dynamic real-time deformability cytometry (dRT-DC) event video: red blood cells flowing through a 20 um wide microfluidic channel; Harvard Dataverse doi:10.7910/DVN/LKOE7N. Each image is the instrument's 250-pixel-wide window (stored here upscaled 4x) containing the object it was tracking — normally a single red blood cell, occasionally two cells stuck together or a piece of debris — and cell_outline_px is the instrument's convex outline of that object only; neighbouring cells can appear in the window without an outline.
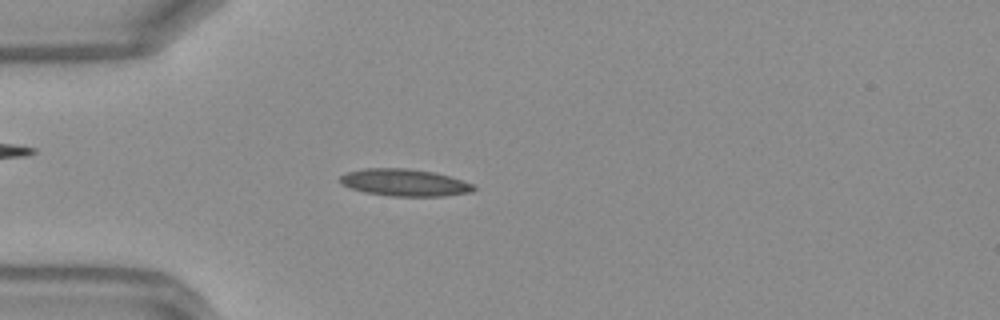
{"species": "Egyptian fruit bat (a non-hibernating species)", "species_latin": "Rousettus aegyptiacus", "temperature_condition": "warm", "stored_images_in_passage": 48, "camera_frame_rate_fps": 3000, "um_per_image_px": 0.085, "frame": {"image": 1, "passage_image": 14, "time_ms": 4.333, "image_size_px": [1000, 320], "cell_outline_px": [[476, 188], [472, 192], [444, 196], [392, 196], [364, 192], [340, 184], [340, 176], [348, 172], [364, 168], [408, 168], [432, 172], [448, 176], [472, 184]], "centroid_in_image_um": [34.36, 15.52], "position_along_channel_um": 50.6, "area_um2": 20.92}}
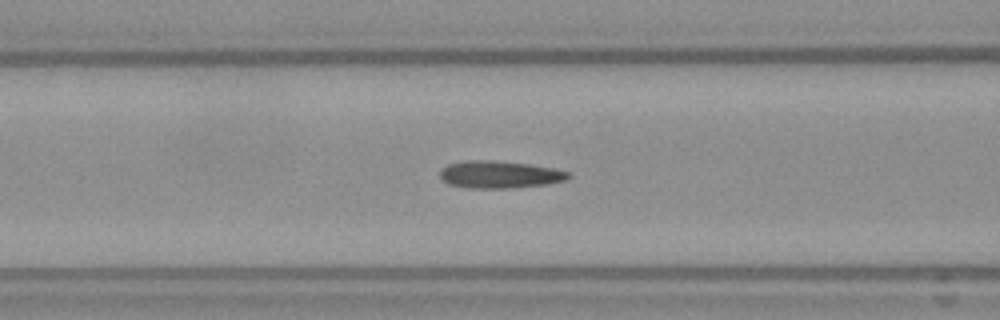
{"frame": {"image": 2, "passage_image": 20, "time_ms": 6.333, "image_size_px": [1000, 320], "cell_outline_px": [[572, 176], [564, 180], [548, 184], [512, 188], [468, 188], [448, 184], [440, 176], [440, 168], [448, 164], [468, 160], [492, 160], [528, 164], [556, 168], [568, 172]], "centroid_in_image_um": [42.46, 14.83], "position_along_channel_um": 124.1, "area_um2": 20.52}}
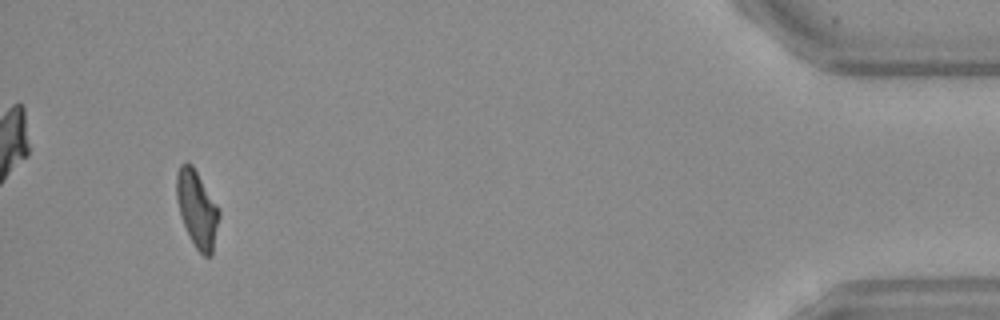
{"frame": {"image": 3, "passage_image": 46, "time_ms": 15.0, "image_size_px": [1000, 320], "cell_outline_px": [[220, 216], [212, 256], [204, 256], [196, 248], [188, 236], [180, 216], [176, 196], [176, 176], [180, 164], [184, 160], [188, 160], [192, 164], [216, 204], [220, 212]], "centroid_in_image_um": [16.73, 17.75], "position_along_channel_um": 418.5, "area_um2": 19.19}, "authors_computed_cell_mechanics": {"area_um2": 19.6809, "velocity_mm_per_s": 4.224, "shape_relaxation_time_tau1_ms": null, "shape_relaxation_time_tau2_ms": 2.897, "deformation_change_tau1": null, "deformation_change_tau2": 0.1158}}